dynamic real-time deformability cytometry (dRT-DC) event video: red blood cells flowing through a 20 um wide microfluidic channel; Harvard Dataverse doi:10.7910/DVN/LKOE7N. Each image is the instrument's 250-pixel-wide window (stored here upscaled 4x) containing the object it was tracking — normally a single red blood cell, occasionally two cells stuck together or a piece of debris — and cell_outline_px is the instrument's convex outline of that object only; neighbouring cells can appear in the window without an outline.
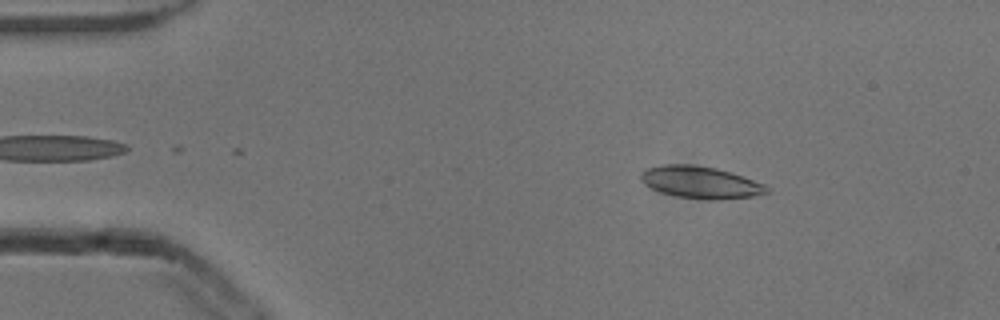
{"species": "common noctule bat (a hibernating species)", "species_latin": "Nyctalus noctula", "temperature_condition": "cold", "stored_images_in_passage": 52, "camera_frame_rate_fps": 3000, "um_per_image_px": 0.085, "animal": {"sex": "male", "body_mass_g": 13.3}, "frame": {"image": 1, "passage_image": 7, "time_ms": 2.0, "image_size_px": [1000, 320], "cell_outline_px": [[768, 192], [752, 196], [716, 200], [708, 200], [676, 196], [660, 192], [644, 184], [640, 180], [640, 172], [648, 168], [664, 164], [692, 164], [716, 168], [732, 172], [744, 176], [764, 184], [768, 188]], "centroid_in_image_um": [59.52, 15.49], "position_along_channel_um": 25.5, "area_um2": 23.58}}
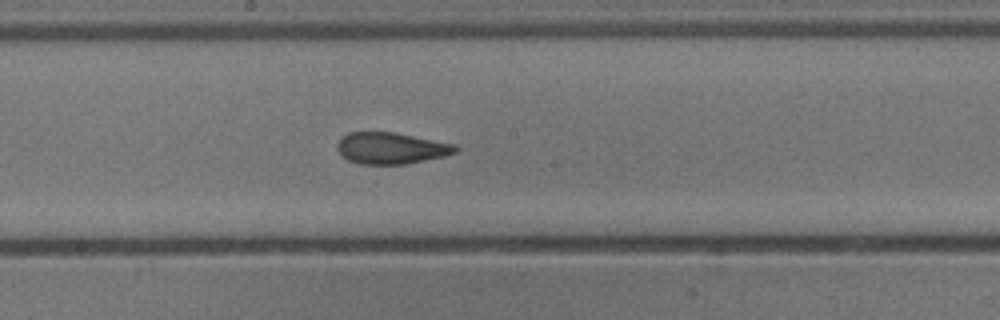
{"frame": {"image": 2, "passage_image": 27, "time_ms": 8.667, "image_size_px": [1000, 320], "cell_outline_px": [[460, 148], [456, 152], [444, 156], [404, 164], [360, 164], [348, 160], [340, 156], [336, 148], [336, 144], [348, 132], [396, 132], [456, 144]], "centroid_in_image_um": [33.24, 12.59], "position_along_channel_um": 215.0, "area_um2": 21.85}}
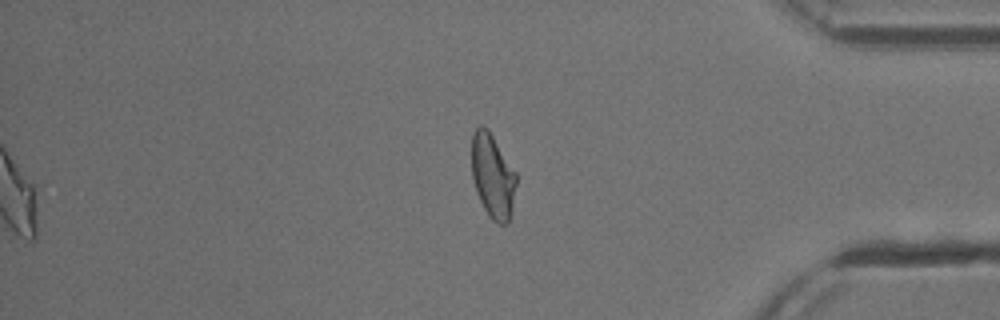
{"frame": {"image": 3, "passage_image": 43, "time_ms": 14.0, "image_size_px": [1000, 320], "cell_outline_px": [[516, 184], [512, 212], [508, 224], [496, 224], [488, 216], [476, 192], [472, 176], [472, 136], [476, 128], [480, 124], [488, 128], [516, 172]], "centroid_in_image_um": [41.88, 14.98], "position_along_channel_um": 393.3, "area_um2": 22.08}, "authors_computed_cell_mechanics": {"area_um2": 22.2819, "velocity_mm_per_s": 3.8692, "shape_relaxation_time_tau1_ms": null, "shape_relaxation_time_tau2_ms": 2.0891, "deformation_change_tau1": null, "deformation_change_tau2": 0.1062}}